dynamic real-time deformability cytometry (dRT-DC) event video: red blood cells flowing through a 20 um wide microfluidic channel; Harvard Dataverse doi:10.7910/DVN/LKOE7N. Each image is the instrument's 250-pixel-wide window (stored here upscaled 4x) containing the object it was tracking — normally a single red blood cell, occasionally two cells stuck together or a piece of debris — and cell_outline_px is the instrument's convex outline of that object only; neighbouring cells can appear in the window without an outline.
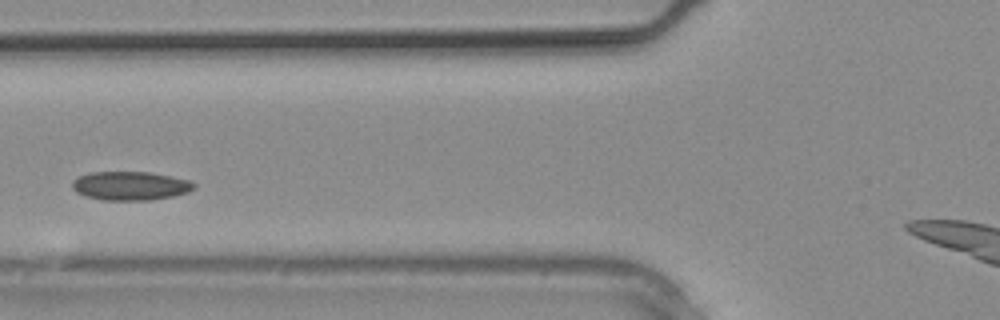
{"species": "common noctule bat (a hibernating species)", "species_latin": "Nyctalus noctula", "temperature_condition": "warm", "stored_images_in_passage": 7, "camera_frame_rate_fps": 3000, "um_per_image_px": 0.085, "animal": {"sex": "male", "body_mass_g": 20.4}, "frame": {"image": 1, "passage_image": 6, "time_ms": 1.667, "image_size_px": [1000, 320], "cell_outline_px": [[196, 188], [188, 192], [172, 196], [152, 200], [104, 200], [88, 196], [76, 192], [72, 188], [72, 180], [80, 176], [92, 172], [148, 172], [188, 180], [196, 184]], "centroid_in_image_um": [11.08, 15.8], "position_along_channel_um": 114.7, "area_um2": 20.23}}